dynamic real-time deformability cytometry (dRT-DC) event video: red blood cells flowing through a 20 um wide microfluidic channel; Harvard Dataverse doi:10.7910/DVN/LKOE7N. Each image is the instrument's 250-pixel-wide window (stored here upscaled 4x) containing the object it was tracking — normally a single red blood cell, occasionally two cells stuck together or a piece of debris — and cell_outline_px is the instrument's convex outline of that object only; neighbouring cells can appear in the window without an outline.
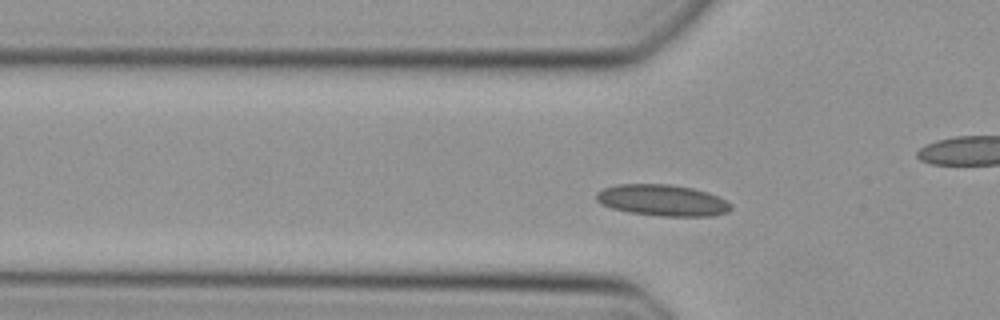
{"species": "Egyptian fruit bat (a non-hibernating species)", "species_latin": "Rousettus aegyptiacus", "temperature_condition": "cold", "stored_images_in_passage": 44, "camera_frame_rate_fps": 3000, "um_per_image_px": 0.085, "animal": {"sex": "female"}, "frame": {"image": 1, "passage_image": 10, "time_ms": 3.0, "image_size_px": [1000, 320], "cell_outline_px": [[732, 208], [728, 212], [712, 216], [660, 216], [628, 212], [612, 208], [600, 204], [596, 200], [596, 192], [604, 188], [616, 184], [672, 184], [692, 188], [708, 192], [724, 200]], "centroid_in_image_um": [56.26, 17.02], "position_along_channel_um": 69.5, "area_um2": 24.57}}
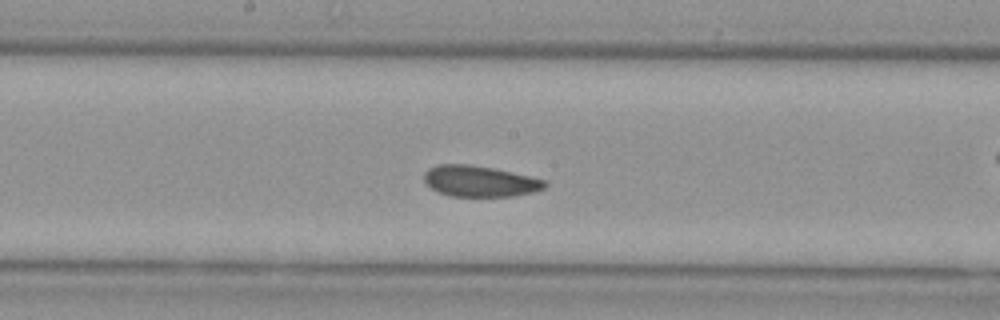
{"frame": {"image": 2, "passage_image": 20, "time_ms": 6.333, "image_size_px": [1000, 320], "cell_outline_px": [[548, 184], [544, 188], [532, 192], [516, 196], [448, 196], [436, 192], [424, 180], [424, 172], [428, 168], [436, 164], [472, 164], [492, 168], [528, 176], [544, 180]], "centroid_in_image_um": [40.73, 15.4], "position_along_channel_um": 207.5, "area_um2": 21.79}}
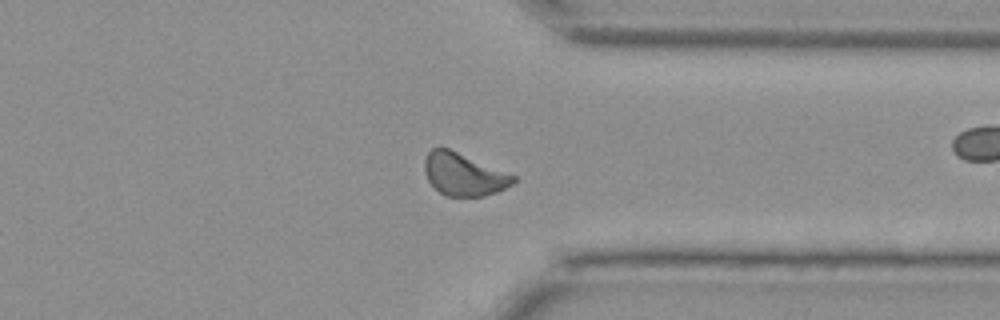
{"frame": {"image": 3, "passage_image": 32, "time_ms": 10.333, "image_size_px": [1000, 320], "cell_outline_px": [[516, 180], [512, 184], [496, 192], [484, 196], [444, 196], [428, 180], [424, 172], [424, 160], [428, 152], [432, 148], [448, 148], [516, 176]], "centroid_in_image_um": [39.39, 14.83], "position_along_channel_um": 372.0, "area_um2": 21.73}}